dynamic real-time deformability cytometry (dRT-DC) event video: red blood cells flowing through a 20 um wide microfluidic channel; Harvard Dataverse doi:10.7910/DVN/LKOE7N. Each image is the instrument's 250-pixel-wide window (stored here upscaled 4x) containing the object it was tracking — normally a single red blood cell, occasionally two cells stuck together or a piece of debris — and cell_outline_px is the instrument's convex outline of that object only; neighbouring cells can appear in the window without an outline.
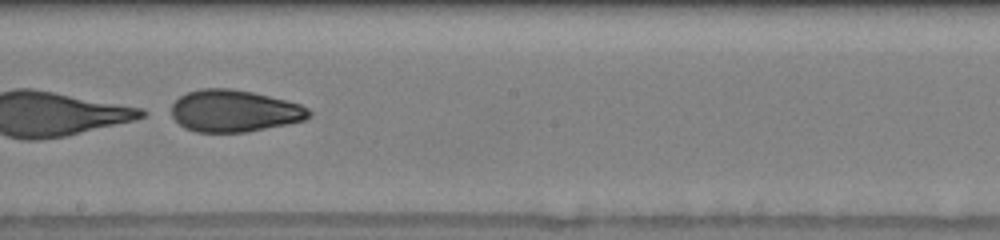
{"species": "human", "species_latin": "Homo sapiens", "temperature_condition": "warm", "stored_images_in_passage": 49, "segment_of_instrument_passage": [2, 2], "camera_frame_rate_fps": 3000, "um_per_image_px": 0.085, "donor": {"sex": "male"}, "frame": {"image": 1, "passage_image": 30, "time_ms": 9.667, "image_size_px": [1000, 240], "cell_outline_px": [[312, 116], [304, 120], [288, 124], [244, 132], [196, 132], [184, 128], [172, 116], [172, 104], [180, 96], [188, 92], [200, 88], [232, 88], [252, 92], [300, 104], [308, 108], [312, 112]], "centroid_in_image_um": [19.91, 9.43], "position_along_channel_um": 228.3, "area_um2": 33.58}}